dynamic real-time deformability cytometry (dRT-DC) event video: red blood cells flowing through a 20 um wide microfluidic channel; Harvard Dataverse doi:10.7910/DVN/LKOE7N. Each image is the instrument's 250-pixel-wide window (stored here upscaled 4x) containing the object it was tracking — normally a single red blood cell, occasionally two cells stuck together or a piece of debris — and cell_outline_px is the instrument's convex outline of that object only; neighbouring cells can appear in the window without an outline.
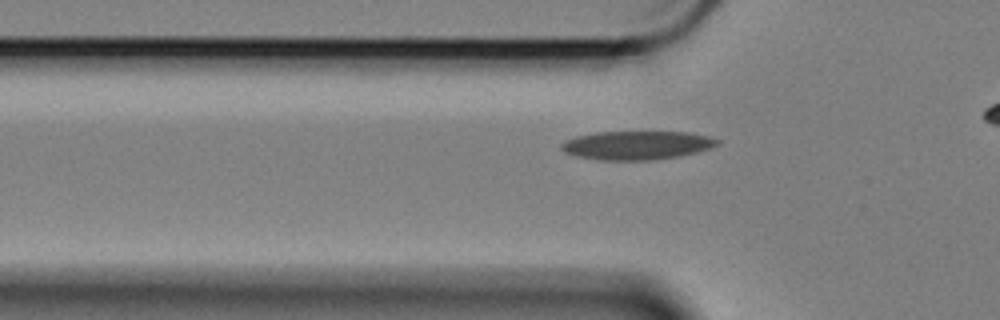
{"species": "Egyptian fruit bat (a non-hibernating species)", "species_latin": "Rousettus aegyptiacus", "temperature_condition": "cold", "stored_images_in_passage": 45, "camera_frame_rate_fps": 3000, "um_per_image_px": 0.085, "animal": {"sex": "female"}, "frame": {"image": 1, "passage_image": 12, "time_ms": 3.667, "image_size_px": [1000, 320], "cell_outline_px": [[720, 144], [696, 152], [680, 156], [652, 160], [600, 160], [580, 156], [564, 152], [560, 148], [560, 144], [564, 140], [576, 136], [596, 132], [688, 132], [708, 136], [720, 140]], "centroid_in_image_um": [54.12, 12.34], "position_along_channel_um": 71.7, "area_um2": 26.01}}
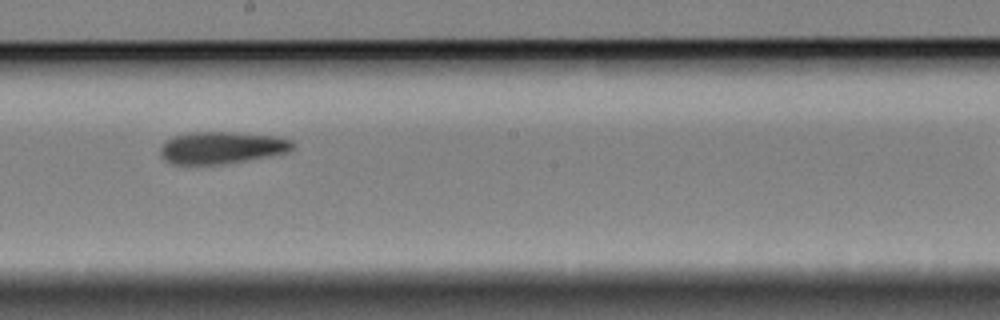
{"frame": {"image": 2, "passage_image": 26, "time_ms": 8.333, "image_size_px": [1000, 320], "cell_outline_px": [[296, 148], [292, 152], [220, 164], [172, 164], [164, 160], [160, 156], [160, 148], [172, 136], [192, 132], [236, 132], [280, 136], [292, 140], [296, 144]], "centroid_in_image_um": [18.91, 12.54], "position_along_channel_um": 229.3, "area_um2": 25.03}}
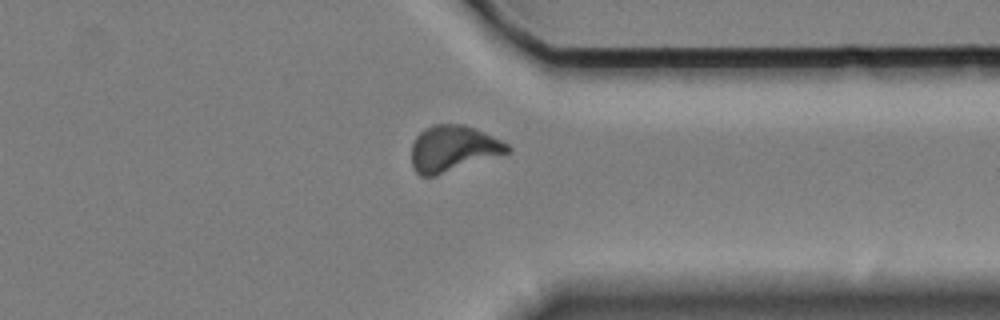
{"frame": {"image": 3, "passage_image": 39, "time_ms": 12.667, "image_size_px": [1000, 320], "cell_outline_px": [[512, 152], [436, 176], [420, 176], [412, 168], [412, 144], [416, 136], [424, 128], [432, 124], [464, 124], [476, 128], [508, 144], [512, 148]], "centroid_in_image_um": [38.52, 12.63], "position_along_channel_um": 372.9, "area_um2": 26.13}, "authors_computed_cell_mechanics": {"area_um2": 25.2008, "velocity_mm_per_s": 3.3669, "shape_relaxation_time_tau1_ms": null, "shape_relaxation_time_tau2_ms": 6.0805, "deformation_change_tau1": null, "deformation_change_tau2": 0.1297}}